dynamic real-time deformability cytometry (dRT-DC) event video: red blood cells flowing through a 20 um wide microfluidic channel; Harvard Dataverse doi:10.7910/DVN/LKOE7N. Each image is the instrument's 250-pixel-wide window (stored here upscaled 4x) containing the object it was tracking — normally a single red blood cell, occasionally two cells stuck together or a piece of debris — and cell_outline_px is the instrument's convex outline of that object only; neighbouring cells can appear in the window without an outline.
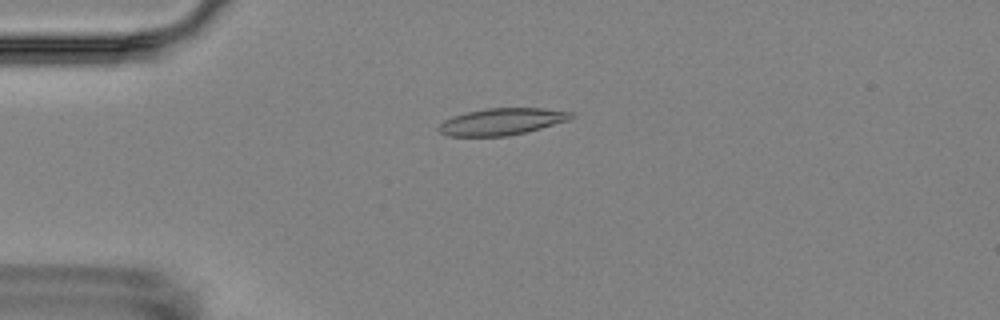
{"species": "Egyptian fruit bat (a non-hibernating species)", "species_latin": "Rousettus aegyptiacus", "temperature_condition": "room temperature", "stored_images_in_passage": 8, "camera_frame_rate_fps": 3000, "um_per_image_px": 0.085, "animal": {"sex": "female"}, "frame": {"image": 1, "passage_image": 5, "time_ms": 4.333, "image_size_px": [1000, 320], "cell_outline_px": [[576, 116], [572, 120], [528, 132], [508, 136], [448, 136], [440, 132], [436, 128], [444, 120], [452, 116], [468, 112], [488, 108], [540, 108], [572, 112]], "centroid_in_image_um": [42.7, 10.34], "position_along_channel_um": 42.3, "area_um2": 20.92}}
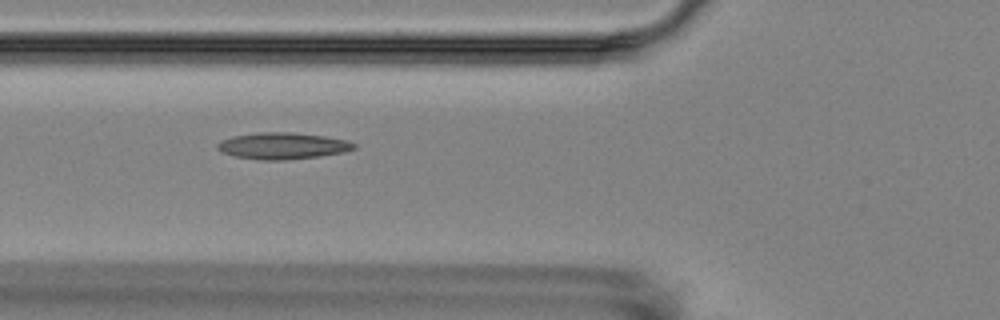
{"frame": {"image": 2, "passage_image": 7, "time_ms": 6.667, "image_size_px": [1000, 320], "cell_outline_px": [[356, 148], [344, 152], [320, 156], [284, 160], [260, 160], [232, 156], [220, 152], [216, 148], [216, 144], [220, 140], [232, 136], [256, 132], [292, 132], [324, 136], [348, 140], [356, 144]], "centroid_in_image_um": [23.98, 12.39], "position_along_channel_um": 101.8, "area_um2": 21.44}}